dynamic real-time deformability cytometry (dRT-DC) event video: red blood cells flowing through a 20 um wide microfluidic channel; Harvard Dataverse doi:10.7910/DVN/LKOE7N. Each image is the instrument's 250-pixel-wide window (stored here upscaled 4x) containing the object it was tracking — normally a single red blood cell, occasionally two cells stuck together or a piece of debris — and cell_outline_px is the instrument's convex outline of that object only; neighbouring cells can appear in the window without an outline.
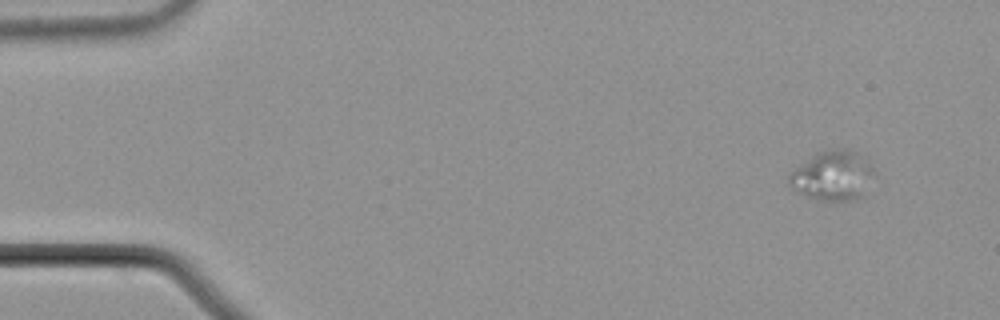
{"species": "common noctule bat (a hibernating species)", "species_latin": "Nyctalus noctula", "temperature_condition": "cold", "stored_images_in_passage": 54, "camera_frame_rate_fps": 3000, "um_per_image_px": 0.085, "animal": {"sex": "male", "body_mass_g": 21.5, "forearm_length_mm": 52.0}, "frame": {"image": 1, "passage_image": 1, "time_ms": 0.0, "image_size_px": [1000, 320], "cell_outline_px": [[872, 172], [860, 196], [856, 200], [824, 200], [808, 196], [792, 188], [788, 184], [788, 176], [792, 172], [816, 152], [852, 152], [868, 156], [872, 168]], "centroid_in_image_um": [70.75, 14.95], "position_along_channel_um": 14.3, "area_um2": 23.24}}
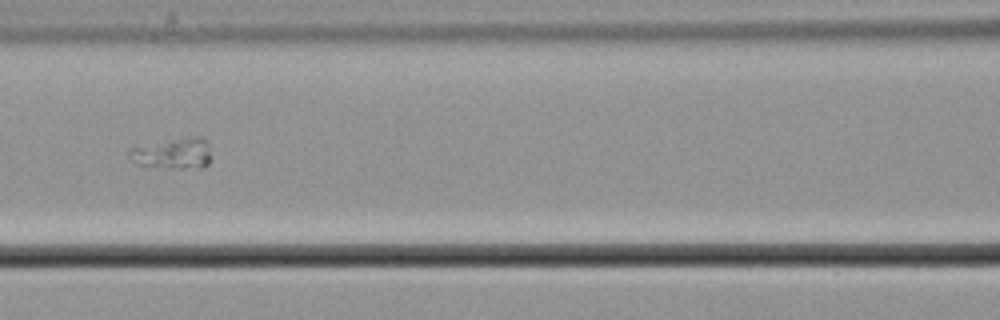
{"frame": {"image": 2, "passage_image": 23, "time_ms": 7.333, "image_size_px": [1000, 320], "cell_outline_px": [[208, 164], [200, 168], [180, 168], [140, 164], [128, 156], [128, 152], [132, 148], [196, 136], [204, 136], [208, 144]], "centroid_in_image_um": [14.77, 13.04], "position_along_channel_um": 151.8, "area_um2": 13.81}}
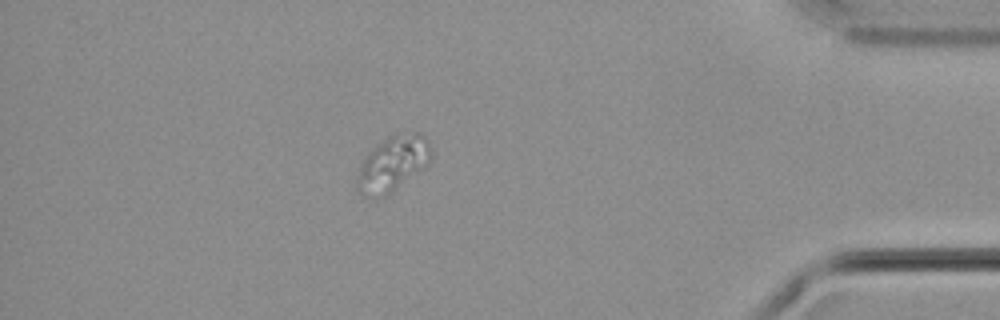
{"frame": {"image": 3, "passage_image": 47, "time_ms": 15.333, "image_size_px": [1000, 320], "cell_outline_px": [[432, 156], [428, 164], [388, 196], [376, 200], [372, 200], [356, 192], [356, 176], [364, 156], [372, 148], [392, 132], [420, 132], [424, 136], [432, 148]], "centroid_in_image_um": [33.34, 13.93], "position_along_channel_um": 401.9, "area_um2": 24.85}}